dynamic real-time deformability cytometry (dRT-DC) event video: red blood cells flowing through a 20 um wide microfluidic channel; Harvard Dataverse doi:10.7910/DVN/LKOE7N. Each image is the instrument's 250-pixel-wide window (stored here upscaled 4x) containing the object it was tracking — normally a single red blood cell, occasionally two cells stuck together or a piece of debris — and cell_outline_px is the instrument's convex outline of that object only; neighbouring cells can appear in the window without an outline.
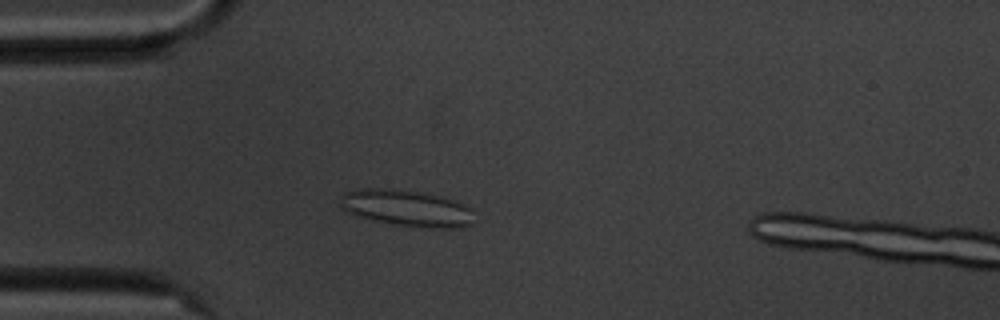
{"species": "common noctule bat (a hibernating species)", "species_latin": "Nyctalus noctula", "temperature_condition": "cold", "stored_images_in_passage": 56, "camera_frame_rate_fps": 3000, "um_per_image_px": 0.085, "animal": {"sex": "male", "body_mass_g": 20.1, "forearm_length_mm": 53.5}, "frame": {"image": 1, "passage_image": 14, "time_ms": 4.333, "image_size_px": [1000, 320], "cell_outline_px": [[476, 212], [472, 224], [456, 228], [420, 228], [392, 224], [372, 220], [356, 216], [340, 208], [340, 196], [344, 192], [356, 188], [392, 188], [420, 192], [440, 196], [452, 200], [472, 208]], "centroid_in_image_um": [34.55, 17.69], "position_along_channel_um": 50.4, "area_um2": 29.07}}
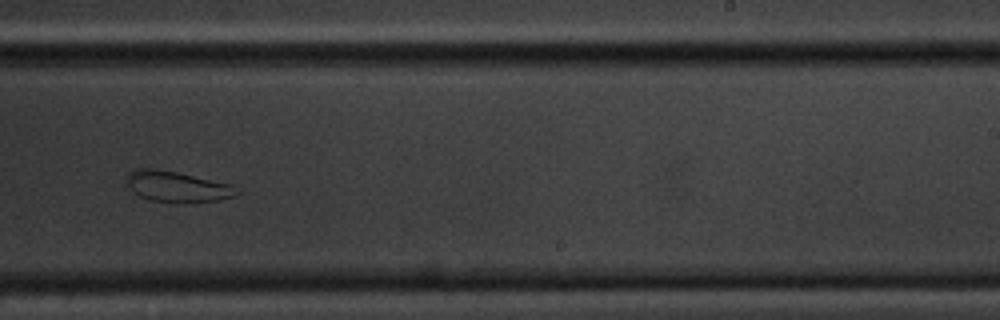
{"frame": {"image": 2, "passage_image": 34, "time_ms": 11.0, "image_size_px": [1000, 320], "cell_outline_px": [[240, 192], [236, 196], [220, 200], [184, 204], [180, 204], [152, 200], [140, 196], [132, 192], [124, 180], [128, 172], [136, 168], [152, 168], [176, 172], [236, 184]], "centroid_in_image_um": [15.1, 15.87], "position_along_channel_um": 273.9, "area_um2": 20.52}}
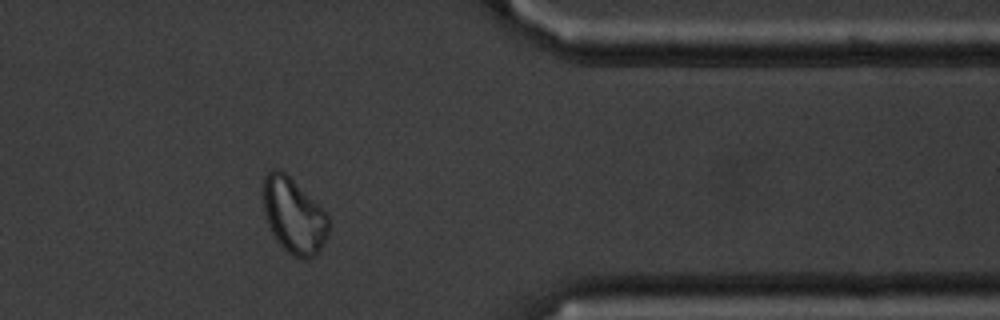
{"frame": {"image": 3, "passage_image": 45, "time_ms": 14.667, "image_size_px": [1000, 320], "cell_outline_px": [[328, 232], [316, 256], [308, 260], [292, 256], [276, 240], [268, 224], [264, 212], [264, 176], [272, 168], [280, 168], [328, 216]], "centroid_in_image_um": [24.94, 18.37], "position_along_channel_um": 386.5, "area_um2": 28.03}, "authors_computed_cell_mechanics": {"area_um2": 28.0041, "velocity_mm_per_s": 3.5203, "shape_relaxation_time_tau1_ms": null, "shape_relaxation_time_tau2_ms": 2.1702, "deformation_change_tau1": null, "deformation_change_tau2": 0.0782}}